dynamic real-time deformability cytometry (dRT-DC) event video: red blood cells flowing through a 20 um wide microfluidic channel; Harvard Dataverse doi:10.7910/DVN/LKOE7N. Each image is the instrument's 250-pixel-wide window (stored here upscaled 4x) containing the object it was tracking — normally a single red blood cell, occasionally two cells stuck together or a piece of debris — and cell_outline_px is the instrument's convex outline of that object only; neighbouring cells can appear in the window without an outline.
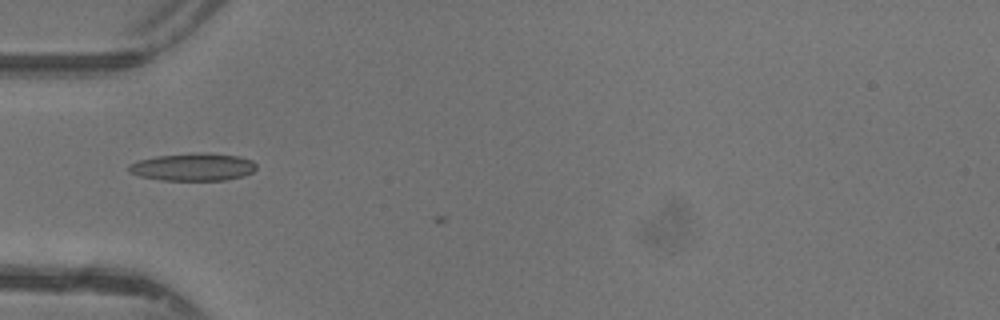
{"species": "common noctule bat (a hibernating species)", "species_latin": "Nyctalus noctula", "temperature_condition": "warm", "stored_images_in_passage": 3, "camera_frame_rate_fps": 3000, "um_per_image_px": 0.085, "animal": {"sex": "female"}, "frame": {"image": 1, "passage_image": 1, "time_ms": 0.0, "image_size_px": [1000, 320], "cell_outline_px": [[256, 168], [252, 172], [244, 176], [224, 180], [160, 180], [140, 176], [128, 172], [128, 164], [140, 160], [156, 156], [196, 152], [204, 152], [240, 156], [252, 160], [256, 164]], "centroid_in_image_um": [16.41, 14.18], "position_along_channel_um": 68.6, "area_um2": 20.69}}